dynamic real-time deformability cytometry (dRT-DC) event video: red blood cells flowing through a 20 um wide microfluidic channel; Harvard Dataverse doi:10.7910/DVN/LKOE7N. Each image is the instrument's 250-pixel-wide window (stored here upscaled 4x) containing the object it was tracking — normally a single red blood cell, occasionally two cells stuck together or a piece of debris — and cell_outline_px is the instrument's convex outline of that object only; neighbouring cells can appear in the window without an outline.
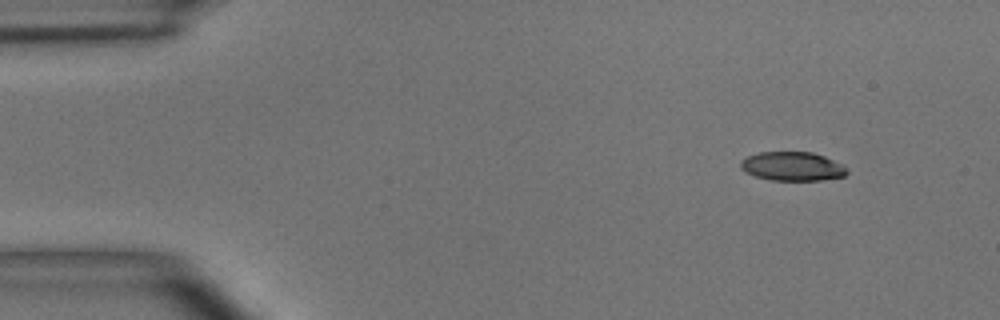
{"species": "common noctule bat (a hibernating species)", "species_latin": "Nyctalus noctula", "temperature_condition": "room temperature", "stored_images_in_passage": 7, "camera_frame_rate_fps": 3000, "um_per_image_px": 0.085, "animal": {"sex": "male", "body_mass_g": 15.6}, "frame": {"image": 1, "passage_image": 1, "time_ms": 0.0, "image_size_px": [1000, 320], "cell_outline_px": [[848, 172], [844, 176], [820, 180], [772, 180], [756, 176], [744, 172], [740, 168], [740, 160], [748, 156], [760, 152], [812, 152], [824, 156], [840, 164]], "centroid_in_image_um": [67.3, 14.13], "position_along_channel_um": 17.7, "area_um2": 17.74}}
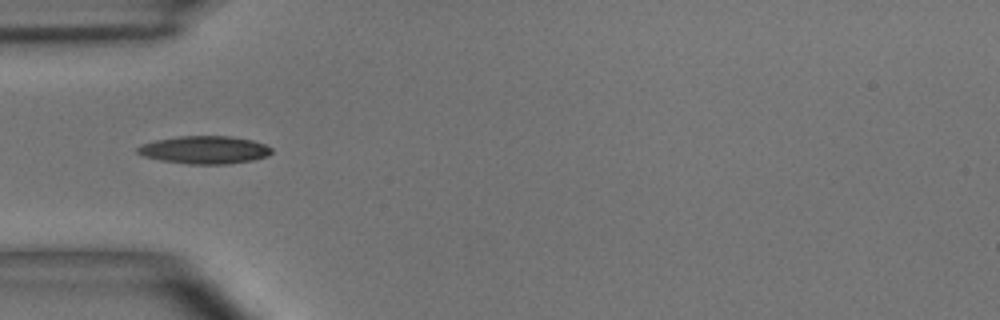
{"frame": {"image": 2, "passage_image": 4, "time_ms": 3.667, "image_size_px": [1000, 320], "cell_outline_px": [[272, 152], [268, 156], [252, 160], [228, 164], [188, 164], [160, 160], [144, 156], [136, 152], [136, 148], [140, 144], [156, 140], [176, 136], [232, 136], [252, 140], [264, 144], [272, 148]], "centroid_in_image_um": [17.37, 12.73], "position_along_channel_um": 67.6, "area_um2": 21.85}}
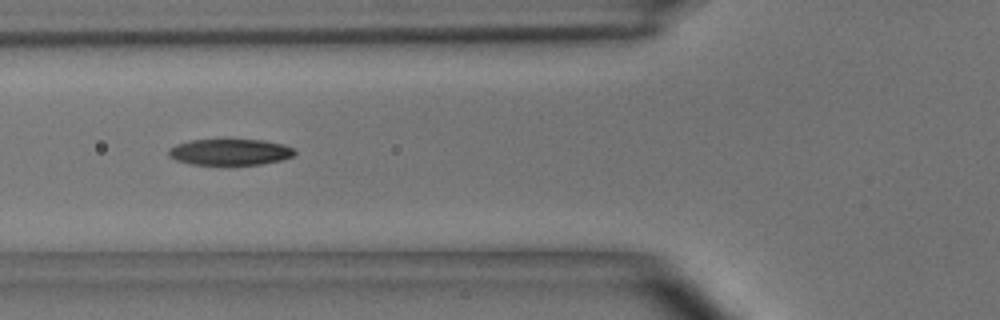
{"frame": {"image": 3, "passage_image": 5, "time_ms": 4.667, "image_size_px": [1000, 320], "cell_outline_px": [[296, 152], [292, 156], [280, 160], [260, 164], [192, 164], [176, 160], [168, 156], [168, 148], [176, 144], [188, 140], [264, 140], [284, 144], [292, 148]], "centroid_in_image_um": [19.51, 12.91], "position_along_channel_um": 106.3, "area_um2": 19.07}}